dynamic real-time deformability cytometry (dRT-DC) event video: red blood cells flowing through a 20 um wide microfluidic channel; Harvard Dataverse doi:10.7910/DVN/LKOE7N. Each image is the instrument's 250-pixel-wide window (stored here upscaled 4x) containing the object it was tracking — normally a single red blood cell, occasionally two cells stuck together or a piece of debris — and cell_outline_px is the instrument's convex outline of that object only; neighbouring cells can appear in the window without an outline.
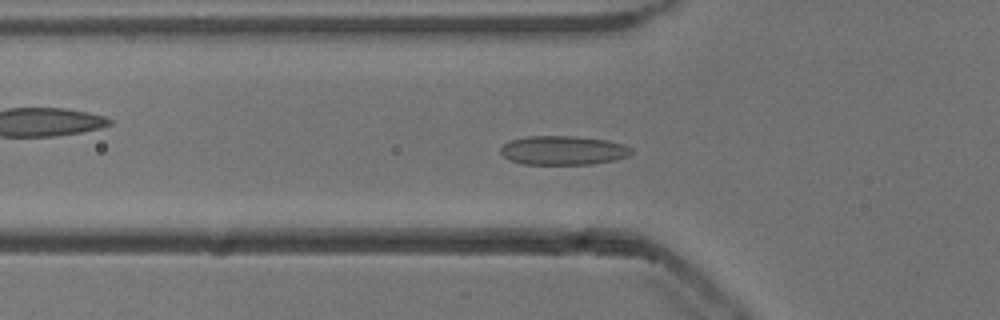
{"species": "common noctule bat (a hibernating species)", "species_latin": "Nyctalus noctula", "temperature_condition": "cold", "stored_images_in_passage": 43, "camera_frame_rate_fps": 3000, "um_per_image_px": 0.085, "animal": {"sex": "male", "body_mass_g": 13.3}, "frame": {"image": 1, "passage_image": 8, "time_ms": 2.333, "image_size_px": [1000, 320], "cell_outline_px": [[632, 152], [628, 156], [616, 160], [592, 164], [524, 164], [508, 160], [500, 152], [500, 148], [508, 140], [528, 136], [576, 136], [608, 140], [624, 144], [632, 148]], "centroid_in_image_um": [47.87, 12.78], "position_along_channel_um": 77.9, "area_um2": 22.37}}
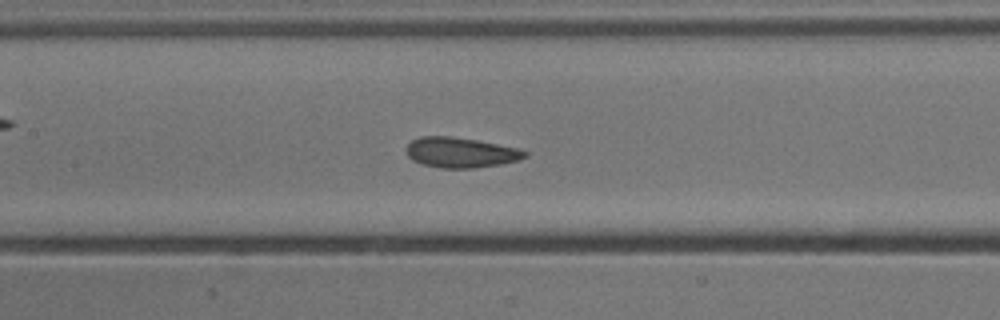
{"frame": {"image": 2, "passage_image": 15, "time_ms": 4.667, "image_size_px": [1000, 320], "cell_outline_px": [[528, 156], [520, 160], [500, 164], [472, 168], [440, 168], [420, 164], [412, 160], [408, 156], [408, 144], [412, 140], [420, 136], [452, 136], [476, 140], [520, 148], [528, 152]], "centroid_in_image_um": [39.18, 12.96], "position_along_channel_um": 168.2, "area_um2": 20.98}}
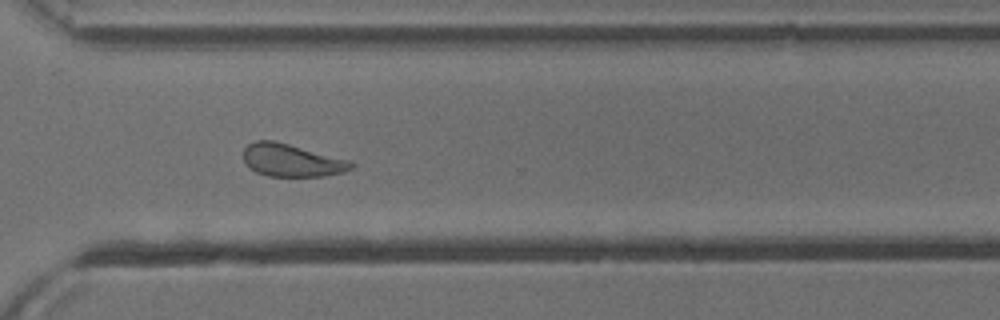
{"frame": {"image": 3, "passage_image": 29, "time_ms": 9.333, "image_size_px": [1000, 320], "cell_outline_px": [[356, 164], [352, 168], [344, 172], [324, 176], [268, 176], [256, 172], [248, 168], [244, 164], [244, 148], [248, 144], [256, 140], [276, 140], [352, 160]], "centroid_in_image_um": [24.81, 13.61], "position_along_channel_um": 345.8, "area_um2": 20.98}, "authors_computed_cell_mechanics": {"area_um2": 21.5594, "velocity_mm_per_s": 3.8258, "shape_relaxation_time_tau1_ms": 4.5752, "shape_relaxation_time_tau2_ms": 1.2854, "deformation_change_tau1": 0.1089, "deformation_change_tau2": 0.0699}}